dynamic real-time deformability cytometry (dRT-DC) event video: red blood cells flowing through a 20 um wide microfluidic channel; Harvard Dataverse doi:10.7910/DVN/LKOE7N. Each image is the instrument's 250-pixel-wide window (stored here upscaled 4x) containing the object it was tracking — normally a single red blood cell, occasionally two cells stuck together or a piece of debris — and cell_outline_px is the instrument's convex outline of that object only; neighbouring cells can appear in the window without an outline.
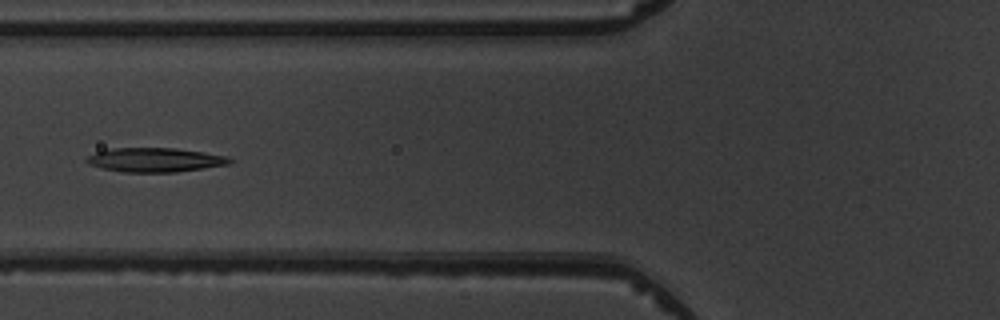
{"species": "common noctule bat (a hibernating species)", "species_latin": "Nyctalus noctula", "temperature_condition": "warm", "stored_images_in_passage": 5, "camera_frame_rate_fps": 3000, "um_per_image_px": 0.085, "animal": {"sex": "male", "body_mass_g": 19.5, "forearm_length_mm": 54.6}, "frame": {"image": 1, "passage_image": 5, "time_ms": 5.333, "image_size_px": [1000, 320], "cell_outline_px": [[232, 160], [228, 164], [204, 168], [176, 172], [124, 172], [104, 168], [88, 164], [84, 160], [88, 156], [96, 152], [112, 148], [176, 148], [204, 152], [228, 156]], "centroid_in_image_um": [13.18, 13.58], "position_along_channel_um": 112.6, "area_um2": 20.06}}